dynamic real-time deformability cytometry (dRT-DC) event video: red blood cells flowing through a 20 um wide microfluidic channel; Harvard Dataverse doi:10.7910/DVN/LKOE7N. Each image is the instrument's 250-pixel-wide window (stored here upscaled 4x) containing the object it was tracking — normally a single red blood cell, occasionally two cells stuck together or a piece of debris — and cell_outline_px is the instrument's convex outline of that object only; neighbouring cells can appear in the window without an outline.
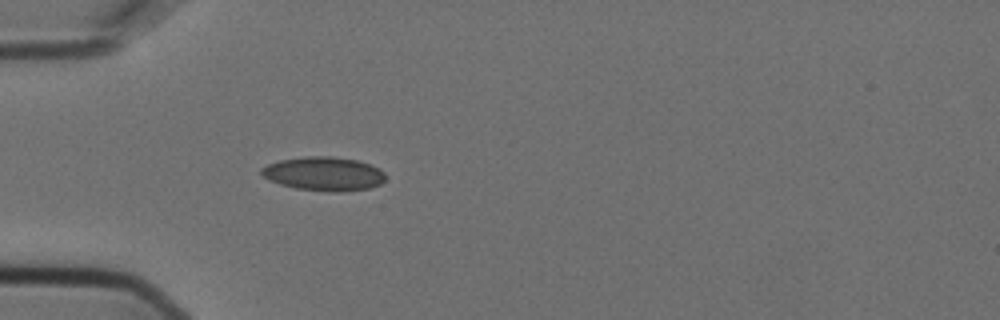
{"species": "Egyptian fruit bat (a non-hibernating species)", "species_latin": "Rousettus aegyptiacus", "temperature_condition": "cold", "stored_images_in_passage": 3, "camera_frame_rate_fps": 3000, "um_per_image_px": 0.085, "animal": {"sex": "female"}, "frame": {"image": 1, "passage_image": 3, "time_ms": 0.667, "image_size_px": [1000, 320], "cell_outline_px": [[384, 180], [380, 184], [368, 188], [340, 192], [328, 192], [296, 188], [280, 184], [268, 180], [260, 172], [260, 168], [268, 164], [280, 160], [304, 156], [332, 156], [356, 160], [380, 168], [384, 172]], "centroid_in_image_um": [27.5, 14.77], "position_along_channel_um": 57.5, "area_um2": 24.51}}